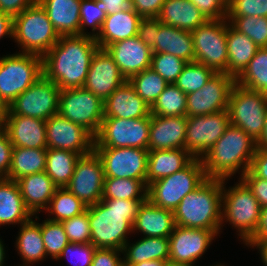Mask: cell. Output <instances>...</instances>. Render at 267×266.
Masks as SVG:
<instances>
[{"mask_svg":"<svg viewBox=\"0 0 267 266\" xmlns=\"http://www.w3.org/2000/svg\"><path fill=\"white\" fill-rule=\"evenodd\" d=\"M47 149L13 147L11 165L6 179L15 180L44 172Z\"/></svg>","mask_w":267,"mask_h":266,"instance_id":"35","label":"cell"},{"mask_svg":"<svg viewBox=\"0 0 267 266\" xmlns=\"http://www.w3.org/2000/svg\"><path fill=\"white\" fill-rule=\"evenodd\" d=\"M267 17V0H234L227 8V17Z\"/></svg>","mask_w":267,"mask_h":266,"instance_id":"49","label":"cell"},{"mask_svg":"<svg viewBox=\"0 0 267 266\" xmlns=\"http://www.w3.org/2000/svg\"><path fill=\"white\" fill-rule=\"evenodd\" d=\"M104 166L105 178L146 180L148 150L124 148H94Z\"/></svg>","mask_w":267,"mask_h":266,"instance_id":"15","label":"cell"},{"mask_svg":"<svg viewBox=\"0 0 267 266\" xmlns=\"http://www.w3.org/2000/svg\"><path fill=\"white\" fill-rule=\"evenodd\" d=\"M267 240V206L261 208L259 225L254 236L248 242Z\"/></svg>","mask_w":267,"mask_h":266,"instance_id":"60","label":"cell"},{"mask_svg":"<svg viewBox=\"0 0 267 266\" xmlns=\"http://www.w3.org/2000/svg\"><path fill=\"white\" fill-rule=\"evenodd\" d=\"M36 0H0V12L14 18L26 8L30 7Z\"/></svg>","mask_w":267,"mask_h":266,"instance_id":"57","label":"cell"},{"mask_svg":"<svg viewBox=\"0 0 267 266\" xmlns=\"http://www.w3.org/2000/svg\"><path fill=\"white\" fill-rule=\"evenodd\" d=\"M18 254L24 259L25 263H35L42 261L46 257V250L41 234V223L30 219L28 222L21 224L19 236L16 240Z\"/></svg>","mask_w":267,"mask_h":266,"instance_id":"36","label":"cell"},{"mask_svg":"<svg viewBox=\"0 0 267 266\" xmlns=\"http://www.w3.org/2000/svg\"><path fill=\"white\" fill-rule=\"evenodd\" d=\"M147 191L146 180L104 178L102 199L147 200Z\"/></svg>","mask_w":267,"mask_h":266,"instance_id":"38","label":"cell"},{"mask_svg":"<svg viewBox=\"0 0 267 266\" xmlns=\"http://www.w3.org/2000/svg\"><path fill=\"white\" fill-rule=\"evenodd\" d=\"M235 79L226 73H215L196 92L187 94L186 116L208 115L228 109V99Z\"/></svg>","mask_w":267,"mask_h":266,"instance_id":"18","label":"cell"},{"mask_svg":"<svg viewBox=\"0 0 267 266\" xmlns=\"http://www.w3.org/2000/svg\"><path fill=\"white\" fill-rule=\"evenodd\" d=\"M13 145L4 129L0 131V178H6L9 173Z\"/></svg>","mask_w":267,"mask_h":266,"instance_id":"55","label":"cell"},{"mask_svg":"<svg viewBox=\"0 0 267 266\" xmlns=\"http://www.w3.org/2000/svg\"><path fill=\"white\" fill-rule=\"evenodd\" d=\"M128 245L127 242L122 248V254L125 252L123 264H136L150 260L169 261L168 238L144 237L135 244Z\"/></svg>","mask_w":267,"mask_h":266,"instance_id":"34","label":"cell"},{"mask_svg":"<svg viewBox=\"0 0 267 266\" xmlns=\"http://www.w3.org/2000/svg\"><path fill=\"white\" fill-rule=\"evenodd\" d=\"M104 178L102 160L93 151L78 159L66 188L88 207L102 200Z\"/></svg>","mask_w":267,"mask_h":266,"instance_id":"16","label":"cell"},{"mask_svg":"<svg viewBox=\"0 0 267 266\" xmlns=\"http://www.w3.org/2000/svg\"><path fill=\"white\" fill-rule=\"evenodd\" d=\"M98 48L96 39L90 35L60 36L42 57L43 75L61 90L83 87Z\"/></svg>","mask_w":267,"mask_h":266,"instance_id":"1","label":"cell"},{"mask_svg":"<svg viewBox=\"0 0 267 266\" xmlns=\"http://www.w3.org/2000/svg\"><path fill=\"white\" fill-rule=\"evenodd\" d=\"M141 16L133 8H127L119 13L106 15L100 32L95 36L99 48L137 35Z\"/></svg>","mask_w":267,"mask_h":266,"instance_id":"25","label":"cell"},{"mask_svg":"<svg viewBox=\"0 0 267 266\" xmlns=\"http://www.w3.org/2000/svg\"><path fill=\"white\" fill-rule=\"evenodd\" d=\"M3 129L13 147L47 149L46 121L20 115H4Z\"/></svg>","mask_w":267,"mask_h":266,"instance_id":"23","label":"cell"},{"mask_svg":"<svg viewBox=\"0 0 267 266\" xmlns=\"http://www.w3.org/2000/svg\"><path fill=\"white\" fill-rule=\"evenodd\" d=\"M41 234L46 250V256L57 259L63 248L69 243L61 222L44 220L41 224Z\"/></svg>","mask_w":267,"mask_h":266,"instance_id":"45","label":"cell"},{"mask_svg":"<svg viewBox=\"0 0 267 266\" xmlns=\"http://www.w3.org/2000/svg\"><path fill=\"white\" fill-rule=\"evenodd\" d=\"M206 179L201 159L194 158L180 171L150 183L147 199L160 208L174 211L180 201Z\"/></svg>","mask_w":267,"mask_h":266,"instance_id":"6","label":"cell"},{"mask_svg":"<svg viewBox=\"0 0 267 266\" xmlns=\"http://www.w3.org/2000/svg\"><path fill=\"white\" fill-rule=\"evenodd\" d=\"M227 75L236 79L254 57L259 47L245 34L227 23Z\"/></svg>","mask_w":267,"mask_h":266,"instance_id":"33","label":"cell"},{"mask_svg":"<svg viewBox=\"0 0 267 266\" xmlns=\"http://www.w3.org/2000/svg\"><path fill=\"white\" fill-rule=\"evenodd\" d=\"M165 266H190V265H187V264H184V263H174V262H171V261H166L165 262Z\"/></svg>","mask_w":267,"mask_h":266,"instance_id":"67","label":"cell"},{"mask_svg":"<svg viewBox=\"0 0 267 266\" xmlns=\"http://www.w3.org/2000/svg\"><path fill=\"white\" fill-rule=\"evenodd\" d=\"M151 107L126 80L104 101V118L136 119L149 117Z\"/></svg>","mask_w":267,"mask_h":266,"instance_id":"24","label":"cell"},{"mask_svg":"<svg viewBox=\"0 0 267 266\" xmlns=\"http://www.w3.org/2000/svg\"><path fill=\"white\" fill-rule=\"evenodd\" d=\"M69 243H91V229L88 210L72 218L61 221Z\"/></svg>","mask_w":267,"mask_h":266,"instance_id":"48","label":"cell"},{"mask_svg":"<svg viewBox=\"0 0 267 266\" xmlns=\"http://www.w3.org/2000/svg\"><path fill=\"white\" fill-rule=\"evenodd\" d=\"M125 81L113 57L106 49L98 48L92 56L83 87L105 101Z\"/></svg>","mask_w":267,"mask_h":266,"instance_id":"20","label":"cell"},{"mask_svg":"<svg viewBox=\"0 0 267 266\" xmlns=\"http://www.w3.org/2000/svg\"><path fill=\"white\" fill-rule=\"evenodd\" d=\"M241 179L251 189L261 207L267 206V180L256 177L250 170L243 174Z\"/></svg>","mask_w":267,"mask_h":266,"instance_id":"53","label":"cell"},{"mask_svg":"<svg viewBox=\"0 0 267 266\" xmlns=\"http://www.w3.org/2000/svg\"><path fill=\"white\" fill-rule=\"evenodd\" d=\"M58 113L95 137L104 118V101L84 87L62 89Z\"/></svg>","mask_w":267,"mask_h":266,"instance_id":"10","label":"cell"},{"mask_svg":"<svg viewBox=\"0 0 267 266\" xmlns=\"http://www.w3.org/2000/svg\"><path fill=\"white\" fill-rule=\"evenodd\" d=\"M95 251L96 247L91 243H68L56 260L62 257H67L70 260L74 257L77 259V262L74 261V263L71 259L74 266H91Z\"/></svg>","mask_w":267,"mask_h":266,"instance_id":"50","label":"cell"},{"mask_svg":"<svg viewBox=\"0 0 267 266\" xmlns=\"http://www.w3.org/2000/svg\"><path fill=\"white\" fill-rule=\"evenodd\" d=\"M257 149L267 150V111L265 114V124L260 138L256 141Z\"/></svg>","mask_w":267,"mask_h":266,"instance_id":"63","label":"cell"},{"mask_svg":"<svg viewBox=\"0 0 267 266\" xmlns=\"http://www.w3.org/2000/svg\"><path fill=\"white\" fill-rule=\"evenodd\" d=\"M122 250L113 248H96L91 266H124L119 258Z\"/></svg>","mask_w":267,"mask_h":266,"instance_id":"54","label":"cell"},{"mask_svg":"<svg viewBox=\"0 0 267 266\" xmlns=\"http://www.w3.org/2000/svg\"><path fill=\"white\" fill-rule=\"evenodd\" d=\"M162 24L157 17L141 18L139 21L137 36L151 50L155 46V37Z\"/></svg>","mask_w":267,"mask_h":266,"instance_id":"51","label":"cell"},{"mask_svg":"<svg viewBox=\"0 0 267 266\" xmlns=\"http://www.w3.org/2000/svg\"><path fill=\"white\" fill-rule=\"evenodd\" d=\"M146 200L102 199L87 207L91 244L122 250L133 231L135 217Z\"/></svg>","mask_w":267,"mask_h":266,"instance_id":"2","label":"cell"},{"mask_svg":"<svg viewBox=\"0 0 267 266\" xmlns=\"http://www.w3.org/2000/svg\"><path fill=\"white\" fill-rule=\"evenodd\" d=\"M230 124L239 127L257 141L263 131L267 94L234 83L228 99Z\"/></svg>","mask_w":267,"mask_h":266,"instance_id":"9","label":"cell"},{"mask_svg":"<svg viewBox=\"0 0 267 266\" xmlns=\"http://www.w3.org/2000/svg\"><path fill=\"white\" fill-rule=\"evenodd\" d=\"M17 181L0 178V225L26 223L32 218Z\"/></svg>","mask_w":267,"mask_h":266,"instance_id":"32","label":"cell"},{"mask_svg":"<svg viewBox=\"0 0 267 266\" xmlns=\"http://www.w3.org/2000/svg\"><path fill=\"white\" fill-rule=\"evenodd\" d=\"M124 266H165V261L162 260H150L143 261L136 264H123Z\"/></svg>","mask_w":267,"mask_h":266,"instance_id":"64","label":"cell"},{"mask_svg":"<svg viewBox=\"0 0 267 266\" xmlns=\"http://www.w3.org/2000/svg\"><path fill=\"white\" fill-rule=\"evenodd\" d=\"M106 12V15L119 13L131 7V0H96Z\"/></svg>","mask_w":267,"mask_h":266,"instance_id":"59","label":"cell"},{"mask_svg":"<svg viewBox=\"0 0 267 266\" xmlns=\"http://www.w3.org/2000/svg\"><path fill=\"white\" fill-rule=\"evenodd\" d=\"M43 76L42 56L18 53L0 58V99L9 105Z\"/></svg>","mask_w":267,"mask_h":266,"instance_id":"7","label":"cell"},{"mask_svg":"<svg viewBox=\"0 0 267 266\" xmlns=\"http://www.w3.org/2000/svg\"><path fill=\"white\" fill-rule=\"evenodd\" d=\"M187 94L174 83L168 84L151 106V115L186 116Z\"/></svg>","mask_w":267,"mask_h":266,"instance_id":"40","label":"cell"},{"mask_svg":"<svg viewBox=\"0 0 267 266\" xmlns=\"http://www.w3.org/2000/svg\"><path fill=\"white\" fill-rule=\"evenodd\" d=\"M216 72L198 62H187L174 83L185 94L200 90Z\"/></svg>","mask_w":267,"mask_h":266,"instance_id":"43","label":"cell"},{"mask_svg":"<svg viewBox=\"0 0 267 266\" xmlns=\"http://www.w3.org/2000/svg\"><path fill=\"white\" fill-rule=\"evenodd\" d=\"M220 1L226 8H228L233 3L234 0H220Z\"/></svg>","mask_w":267,"mask_h":266,"instance_id":"68","label":"cell"},{"mask_svg":"<svg viewBox=\"0 0 267 266\" xmlns=\"http://www.w3.org/2000/svg\"><path fill=\"white\" fill-rule=\"evenodd\" d=\"M86 209V205L80 199L63 187L56 189L46 210L55 216L48 220L61 222L83 213Z\"/></svg>","mask_w":267,"mask_h":266,"instance_id":"41","label":"cell"},{"mask_svg":"<svg viewBox=\"0 0 267 266\" xmlns=\"http://www.w3.org/2000/svg\"><path fill=\"white\" fill-rule=\"evenodd\" d=\"M249 170L256 177L267 180V150H256Z\"/></svg>","mask_w":267,"mask_h":266,"instance_id":"58","label":"cell"},{"mask_svg":"<svg viewBox=\"0 0 267 266\" xmlns=\"http://www.w3.org/2000/svg\"><path fill=\"white\" fill-rule=\"evenodd\" d=\"M194 157L185 149L154 150L148 153L147 186L185 168Z\"/></svg>","mask_w":267,"mask_h":266,"instance_id":"30","label":"cell"},{"mask_svg":"<svg viewBox=\"0 0 267 266\" xmlns=\"http://www.w3.org/2000/svg\"><path fill=\"white\" fill-rule=\"evenodd\" d=\"M165 0H131V8L142 18L157 17Z\"/></svg>","mask_w":267,"mask_h":266,"instance_id":"56","label":"cell"},{"mask_svg":"<svg viewBox=\"0 0 267 266\" xmlns=\"http://www.w3.org/2000/svg\"><path fill=\"white\" fill-rule=\"evenodd\" d=\"M256 150V141L230 124L201 158L207 178L228 180L239 169H242V177L250 169Z\"/></svg>","mask_w":267,"mask_h":266,"instance_id":"3","label":"cell"},{"mask_svg":"<svg viewBox=\"0 0 267 266\" xmlns=\"http://www.w3.org/2000/svg\"><path fill=\"white\" fill-rule=\"evenodd\" d=\"M4 258H5L4 246L0 239V266H3Z\"/></svg>","mask_w":267,"mask_h":266,"instance_id":"65","label":"cell"},{"mask_svg":"<svg viewBox=\"0 0 267 266\" xmlns=\"http://www.w3.org/2000/svg\"><path fill=\"white\" fill-rule=\"evenodd\" d=\"M187 62L168 53H153L151 66L168 84L175 83Z\"/></svg>","mask_w":267,"mask_h":266,"instance_id":"46","label":"cell"},{"mask_svg":"<svg viewBox=\"0 0 267 266\" xmlns=\"http://www.w3.org/2000/svg\"><path fill=\"white\" fill-rule=\"evenodd\" d=\"M227 18L208 20L191 31L195 62L204 64L216 73L227 74Z\"/></svg>","mask_w":267,"mask_h":266,"instance_id":"11","label":"cell"},{"mask_svg":"<svg viewBox=\"0 0 267 266\" xmlns=\"http://www.w3.org/2000/svg\"><path fill=\"white\" fill-rule=\"evenodd\" d=\"M227 21L235 30L248 36L259 48H267V17H227Z\"/></svg>","mask_w":267,"mask_h":266,"instance_id":"44","label":"cell"},{"mask_svg":"<svg viewBox=\"0 0 267 266\" xmlns=\"http://www.w3.org/2000/svg\"><path fill=\"white\" fill-rule=\"evenodd\" d=\"M235 82L251 90L267 94V48H259Z\"/></svg>","mask_w":267,"mask_h":266,"instance_id":"39","label":"cell"},{"mask_svg":"<svg viewBox=\"0 0 267 266\" xmlns=\"http://www.w3.org/2000/svg\"><path fill=\"white\" fill-rule=\"evenodd\" d=\"M3 129V117L0 115V131Z\"/></svg>","mask_w":267,"mask_h":266,"instance_id":"69","label":"cell"},{"mask_svg":"<svg viewBox=\"0 0 267 266\" xmlns=\"http://www.w3.org/2000/svg\"><path fill=\"white\" fill-rule=\"evenodd\" d=\"M224 184L225 180L222 186V222L229 221V224L237 228L246 244L257 230L262 207L242 179L228 190H224Z\"/></svg>","mask_w":267,"mask_h":266,"instance_id":"8","label":"cell"},{"mask_svg":"<svg viewBox=\"0 0 267 266\" xmlns=\"http://www.w3.org/2000/svg\"><path fill=\"white\" fill-rule=\"evenodd\" d=\"M13 38L22 47V53L43 57L58 42L60 36L46 10L36 0L13 18Z\"/></svg>","mask_w":267,"mask_h":266,"instance_id":"5","label":"cell"},{"mask_svg":"<svg viewBox=\"0 0 267 266\" xmlns=\"http://www.w3.org/2000/svg\"><path fill=\"white\" fill-rule=\"evenodd\" d=\"M59 36L80 35L81 0H37Z\"/></svg>","mask_w":267,"mask_h":266,"instance_id":"28","label":"cell"},{"mask_svg":"<svg viewBox=\"0 0 267 266\" xmlns=\"http://www.w3.org/2000/svg\"><path fill=\"white\" fill-rule=\"evenodd\" d=\"M5 35L13 37V18L0 12V39Z\"/></svg>","mask_w":267,"mask_h":266,"instance_id":"61","label":"cell"},{"mask_svg":"<svg viewBox=\"0 0 267 266\" xmlns=\"http://www.w3.org/2000/svg\"><path fill=\"white\" fill-rule=\"evenodd\" d=\"M157 18L165 25L194 31L208 19L190 0H165Z\"/></svg>","mask_w":267,"mask_h":266,"instance_id":"29","label":"cell"},{"mask_svg":"<svg viewBox=\"0 0 267 266\" xmlns=\"http://www.w3.org/2000/svg\"><path fill=\"white\" fill-rule=\"evenodd\" d=\"M208 20L227 18V8L220 0H190Z\"/></svg>","mask_w":267,"mask_h":266,"instance_id":"52","label":"cell"},{"mask_svg":"<svg viewBox=\"0 0 267 266\" xmlns=\"http://www.w3.org/2000/svg\"><path fill=\"white\" fill-rule=\"evenodd\" d=\"M223 180L207 178L196 190L188 193L173 211L175 225L212 230L221 228Z\"/></svg>","mask_w":267,"mask_h":266,"instance_id":"4","label":"cell"},{"mask_svg":"<svg viewBox=\"0 0 267 266\" xmlns=\"http://www.w3.org/2000/svg\"><path fill=\"white\" fill-rule=\"evenodd\" d=\"M106 12L96 0H81L80 7V35H90L95 38L99 34ZM92 28L93 34L85 33V26ZM98 29V30H96ZM98 31L97 33H94Z\"/></svg>","mask_w":267,"mask_h":266,"instance_id":"47","label":"cell"},{"mask_svg":"<svg viewBox=\"0 0 267 266\" xmlns=\"http://www.w3.org/2000/svg\"><path fill=\"white\" fill-rule=\"evenodd\" d=\"M128 81L137 95L150 107L168 85V82L151 68L131 76Z\"/></svg>","mask_w":267,"mask_h":266,"instance_id":"42","label":"cell"},{"mask_svg":"<svg viewBox=\"0 0 267 266\" xmlns=\"http://www.w3.org/2000/svg\"><path fill=\"white\" fill-rule=\"evenodd\" d=\"M105 49L126 80L151 66L153 52L137 35L108 45Z\"/></svg>","mask_w":267,"mask_h":266,"instance_id":"21","label":"cell"},{"mask_svg":"<svg viewBox=\"0 0 267 266\" xmlns=\"http://www.w3.org/2000/svg\"><path fill=\"white\" fill-rule=\"evenodd\" d=\"M47 149H61L81 156L94 151L95 137L59 113L46 120Z\"/></svg>","mask_w":267,"mask_h":266,"instance_id":"17","label":"cell"},{"mask_svg":"<svg viewBox=\"0 0 267 266\" xmlns=\"http://www.w3.org/2000/svg\"><path fill=\"white\" fill-rule=\"evenodd\" d=\"M150 116L136 119L103 118L94 148L134 147L148 150Z\"/></svg>","mask_w":267,"mask_h":266,"instance_id":"12","label":"cell"},{"mask_svg":"<svg viewBox=\"0 0 267 266\" xmlns=\"http://www.w3.org/2000/svg\"><path fill=\"white\" fill-rule=\"evenodd\" d=\"M61 89L44 75L21 93L5 115H20L48 120L58 113Z\"/></svg>","mask_w":267,"mask_h":266,"instance_id":"13","label":"cell"},{"mask_svg":"<svg viewBox=\"0 0 267 266\" xmlns=\"http://www.w3.org/2000/svg\"><path fill=\"white\" fill-rule=\"evenodd\" d=\"M175 226L173 211L160 208L147 199L135 217L133 231L138 230L145 237L168 238Z\"/></svg>","mask_w":267,"mask_h":266,"instance_id":"27","label":"cell"},{"mask_svg":"<svg viewBox=\"0 0 267 266\" xmlns=\"http://www.w3.org/2000/svg\"><path fill=\"white\" fill-rule=\"evenodd\" d=\"M17 183L24 204L32 215L47 209L58 188L45 171L24 176Z\"/></svg>","mask_w":267,"mask_h":266,"instance_id":"26","label":"cell"},{"mask_svg":"<svg viewBox=\"0 0 267 266\" xmlns=\"http://www.w3.org/2000/svg\"><path fill=\"white\" fill-rule=\"evenodd\" d=\"M217 234L212 230L176 225L169 239V261L193 266Z\"/></svg>","mask_w":267,"mask_h":266,"instance_id":"19","label":"cell"},{"mask_svg":"<svg viewBox=\"0 0 267 266\" xmlns=\"http://www.w3.org/2000/svg\"><path fill=\"white\" fill-rule=\"evenodd\" d=\"M80 157L78 153L67 150L47 149L45 172L58 188L66 187Z\"/></svg>","mask_w":267,"mask_h":266,"instance_id":"37","label":"cell"},{"mask_svg":"<svg viewBox=\"0 0 267 266\" xmlns=\"http://www.w3.org/2000/svg\"><path fill=\"white\" fill-rule=\"evenodd\" d=\"M230 125L228 110L187 117L185 150L201 159Z\"/></svg>","mask_w":267,"mask_h":266,"instance_id":"14","label":"cell"},{"mask_svg":"<svg viewBox=\"0 0 267 266\" xmlns=\"http://www.w3.org/2000/svg\"><path fill=\"white\" fill-rule=\"evenodd\" d=\"M187 116L150 115L148 151L185 149Z\"/></svg>","mask_w":267,"mask_h":266,"instance_id":"22","label":"cell"},{"mask_svg":"<svg viewBox=\"0 0 267 266\" xmlns=\"http://www.w3.org/2000/svg\"><path fill=\"white\" fill-rule=\"evenodd\" d=\"M246 245H249L251 247L256 246L261 253L260 255L262 262L267 266V240L259 242H247Z\"/></svg>","mask_w":267,"mask_h":266,"instance_id":"62","label":"cell"},{"mask_svg":"<svg viewBox=\"0 0 267 266\" xmlns=\"http://www.w3.org/2000/svg\"><path fill=\"white\" fill-rule=\"evenodd\" d=\"M8 110V107L3 103V101L0 99V115L4 117Z\"/></svg>","mask_w":267,"mask_h":266,"instance_id":"66","label":"cell"},{"mask_svg":"<svg viewBox=\"0 0 267 266\" xmlns=\"http://www.w3.org/2000/svg\"><path fill=\"white\" fill-rule=\"evenodd\" d=\"M153 53H168L186 62L195 61L191 31L162 24L155 37Z\"/></svg>","mask_w":267,"mask_h":266,"instance_id":"31","label":"cell"}]
</instances>
